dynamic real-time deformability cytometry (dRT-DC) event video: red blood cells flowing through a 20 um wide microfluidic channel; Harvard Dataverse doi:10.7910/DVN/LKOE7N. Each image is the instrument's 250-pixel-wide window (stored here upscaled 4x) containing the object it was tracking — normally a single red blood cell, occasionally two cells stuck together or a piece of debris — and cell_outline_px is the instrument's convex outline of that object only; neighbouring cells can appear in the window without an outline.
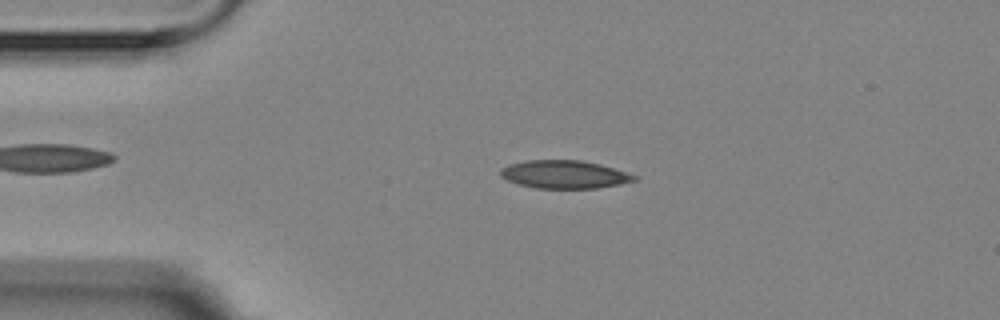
{"species": "Egyptian fruit bat (a non-hibernating species)", "species_latin": "Rousettus aegyptiacus", "temperature_condition": "room temperature", "stored_images_in_passage": 3, "camera_frame_rate_fps": 3000, "um_per_image_px": 0.085, "animal": {"sex": "female"}, "frame": {"image": 1, "passage_image": 2, "time_ms": 1.0, "image_size_px": [1000, 320], "cell_outline_px": [[640, 176], [636, 180], [620, 184], [596, 188], [536, 188], [520, 184], [508, 180], [500, 176], [500, 168], [512, 164], [528, 160], [580, 160], [600, 164]], "centroid_in_image_um": [48.0, 14.82], "position_along_channel_um": 37.0, "area_um2": 21.73}}